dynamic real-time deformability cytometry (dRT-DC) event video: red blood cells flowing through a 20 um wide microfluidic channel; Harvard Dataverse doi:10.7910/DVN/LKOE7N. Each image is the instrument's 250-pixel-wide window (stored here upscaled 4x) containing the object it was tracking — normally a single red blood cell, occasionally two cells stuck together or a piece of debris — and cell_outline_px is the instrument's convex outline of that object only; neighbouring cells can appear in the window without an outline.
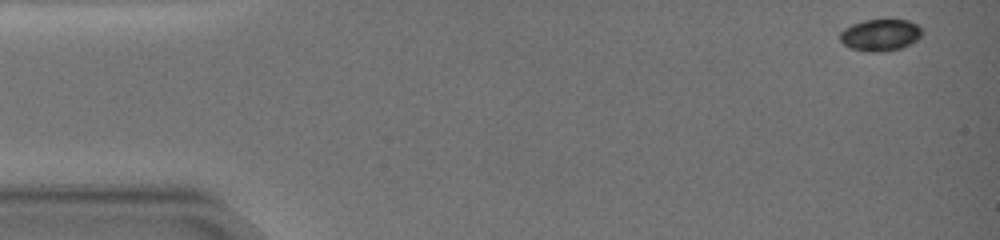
{"species": "common noctule bat (a hibernating species)", "species_latin": "Nyctalus noctula", "temperature_condition": "warm", "stored_images_in_passage": 50, "camera_frame_rate_fps": 3000, "um_per_image_px": 0.085, "animal": {"sex": "female", "body_mass_g": 19.0, "forearm_length_mm": 51.5}, "frame": {"image": 1, "passage_image": 1, "time_ms": 0.0, "image_size_px": [1000, 240], "cell_outline_px": [[924, 32], [916, 40], [900, 48], [884, 52], [868, 52], [852, 48], [844, 44], [840, 40], [840, 32], [844, 28], [852, 24], [864, 20], [908, 20], [916, 24]], "centroid_in_image_um": [74.81, 2.97], "position_along_channel_um": 10.2, "area_um2": 15.09}}
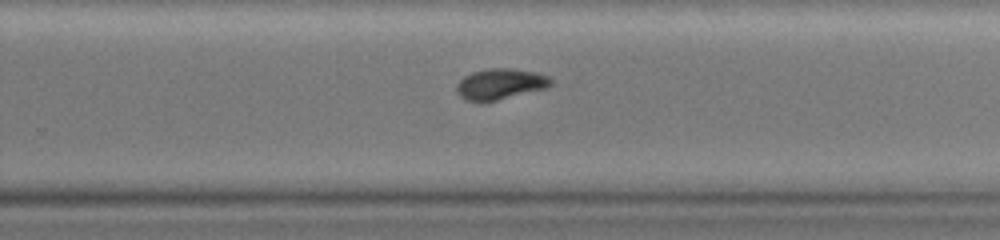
{"frame": {"image": 2, "passage_image": 36, "time_ms": 12.333, "image_size_px": [1000, 240], "cell_outline_px": [[552, 84], [548, 88], [496, 100], [464, 100], [456, 92], [456, 84], [464, 76], [472, 72], [488, 68], [512, 68], [536, 72], [548, 76], [552, 80]], "centroid_in_image_um": [42.54, 7.12], "position_along_channel_um": 287.3, "area_um2": 16.88}}
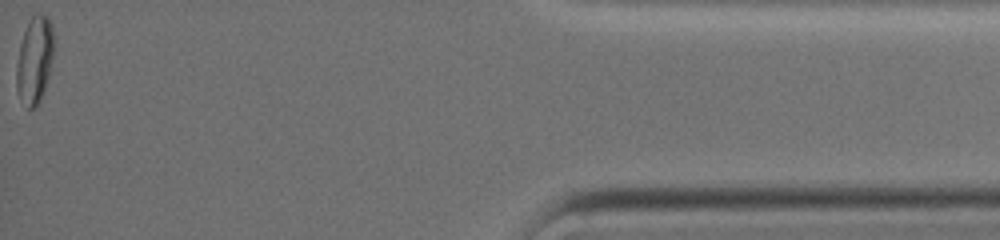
{"frame": {"image": 3, "passage_image": 50, "time_ms": 19.0, "image_size_px": [1000, 240], "cell_outline_px": [[52, 60], [44, 92], [40, 100], [32, 108], [28, 108], [20, 96], [16, 88], [16, 64], [20, 44], [24, 32], [32, 16], [36, 12], [40, 12], [48, 16], [52, 24]], "centroid_in_image_um": [2.93, 5.05], "position_along_channel_um": 432.3, "area_um2": 18.67}, "authors_computed_cell_mechanics": {"area_um2": 17.3689, "velocity_mm_per_s": 3.2718, "shape_relaxation_time_tau1_ms": 11.3403, "shape_relaxation_time_tau2_ms": null, "deformation_change_tau1": 0.2053, "deformation_change_tau2": null}}